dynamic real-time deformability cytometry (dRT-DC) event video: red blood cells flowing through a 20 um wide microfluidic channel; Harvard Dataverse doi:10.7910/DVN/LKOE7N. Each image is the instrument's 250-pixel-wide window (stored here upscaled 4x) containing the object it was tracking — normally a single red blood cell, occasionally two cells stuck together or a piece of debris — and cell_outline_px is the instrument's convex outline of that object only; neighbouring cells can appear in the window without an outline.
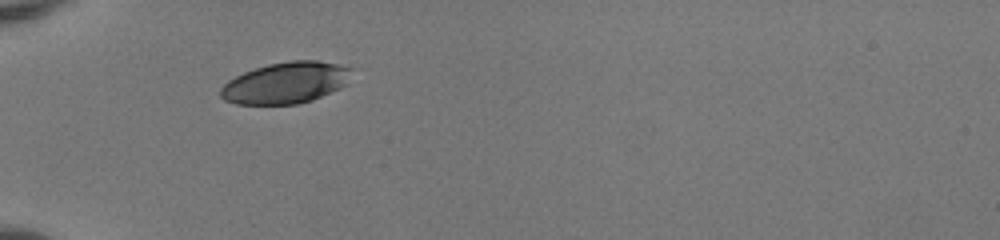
{"species": "human", "species_latin": "Homo sapiens", "temperature_condition": "room temperature", "stored_images_in_passage": 35, "camera_frame_rate_fps": 3000, "um_per_image_px": 0.085, "donor": {"sex": "female"}, "frame": {"image": 1, "passage_image": 1, "time_ms": 0.0, "image_size_px": [1000, 240], "cell_outline_px": [[352, 68], [348, 84], [340, 88], [312, 100], [296, 104], [236, 104], [224, 100], [220, 96], [220, 88], [228, 80], [244, 72], [268, 64], [288, 60], [316, 60], [340, 64]], "centroid_in_image_um": [24.3, 7.03], "position_along_channel_um": 60.7, "area_um2": 31.73}}
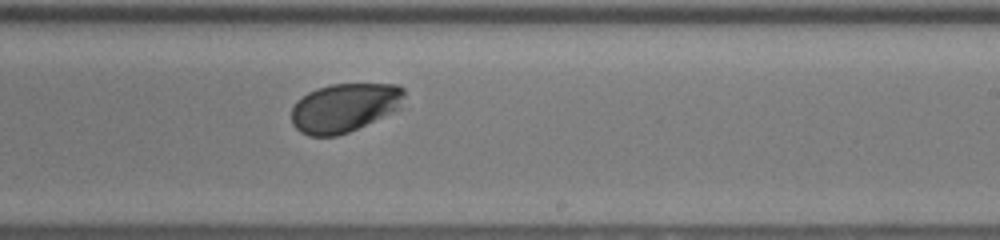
{"frame": {"image": 2, "passage_image": 17, "time_ms": 5.333, "image_size_px": [1000, 240], "cell_outline_px": [[404, 96], [400, 108], [392, 112], [348, 132], [336, 136], [308, 136], [300, 132], [292, 124], [292, 108], [296, 100], [308, 92], [316, 88], [332, 84], [400, 84], [404, 88]], "centroid_in_image_um": [29.26, 9.14], "position_along_channel_um": 259.7, "area_um2": 32.14}}
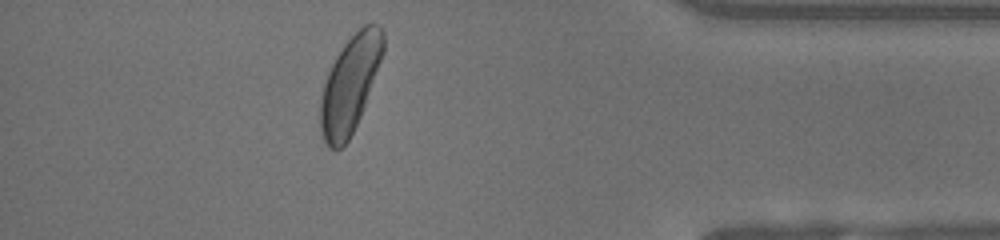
{"frame": {"image": 3, "passage_image": 30, "time_ms": 9.667, "image_size_px": [1000, 240], "cell_outline_px": [[384, 52], [364, 108], [348, 140], [336, 152], [328, 148], [324, 144], [320, 132], [320, 96], [328, 72], [336, 56], [344, 44], [364, 24], [380, 24], [384, 32]], "centroid_in_image_um": [29.74, 7.2], "position_along_channel_um": 405.5, "area_um2": 35.49}, "authors_computed_cell_mechanics": {"area_um2": 33.1772, "velocity_mm_per_s": 3.9863, "shape_relaxation_time_tau1_ms": 1.3254, "shape_relaxation_time_tau2_ms": null, "deformation_change_tau1": 0.0974, "deformation_change_tau2": null}}